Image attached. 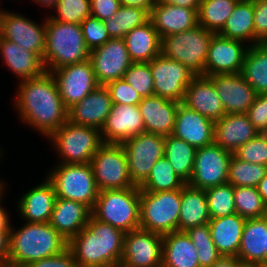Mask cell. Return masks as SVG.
<instances>
[{
	"label": "cell",
	"instance_id": "cell-1",
	"mask_svg": "<svg viewBox=\"0 0 267 267\" xmlns=\"http://www.w3.org/2000/svg\"><path fill=\"white\" fill-rule=\"evenodd\" d=\"M18 85L13 105L21 122L48 138L68 120V109L51 72L21 80Z\"/></svg>",
	"mask_w": 267,
	"mask_h": 267
},
{
	"label": "cell",
	"instance_id": "cell-2",
	"mask_svg": "<svg viewBox=\"0 0 267 267\" xmlns=\"http://www.w3.org/2000/svg\"><path fill=\"white\" fill-rule=\"evenodd\" d=\"M125 232L95 219L68 241L78 267H120Z\"/></svg>",
	"mask_w": 267,
	"mask_h": 267
},
{
	"label": "cell",
	"instance_id": "cell-3",
	"mask_svg": "<svg viewBox=\"0 0 267 267\" xmlns=\"http://www.w3.org/2000/svg\"><path fill=\"white\" fill-rule=\"evenodd\" d=\"M67 248L68 240L50 223L26 222L18 230L11 225L7 267H28Z\"/></svg>",
	"mask_w": 267,
	"mask_h": 267
},
{
	"label": "cell",
	"instance_id": "cell-4",
	"mask_svg": "<svg viewBox=\"0 0 267 267\" xmlns=\"http://www.w3.org/2000/svg\"><path fill=\"white\" fill-rule=\"evenodd\" d=\"M43 64L47 72L66 65L82 63L89 59L82 27L46 17V41Z\"/></svg>",
	"mask_w": 267,
	"mask_h": 267
},
{
	"label": "cell",
	"instance_id": "cell-5",
	"mask_svg": "<svg viewBox=\"0 0 267 267\" xmlns=\"http://www.w3.org/2000/svg\"><path fill=\"white\" fill-rule=\"evenodd\" d=\"M91 214L125 233L140 229V188L100 191Z\"/></svg>",
	"mask_w": 267,
	"mask_h": 267
},
{
	"label": "cell",
	"instance_id": "cell-6",
	"mask_svg": "<svg viewBox=\"0 0 267 267\" xmlns=\"http://www.w3.org/2000/svg\"><path fill=\"white\" fill-rule=\"evenodd\" d=\"M215 33L199 24L181 33L161 38V54L184 64L196 76H206V58Z\"/></svg>",
	"mask_w": 267,
	"mask_h": 267
},
{
	"label": "cell",
	"instance_id": "cell-7",
	"mask_svg": "<svg viewBox=\"0 0 267 267\" xmlns=\"http://www.w3.org/2000/svg\"><path fill=\"white\" fill-rule=\"evenodd\" d=\"M47 179L52 183L57 197L73 200L93 210L99 190L95 183L91 163L55 165Z\"/></svg>",
	"mask_w": 267,
	"mask_h": 267
},
{
	"label": "cell",
	"instance_id": "cell-8",
	"mask_svg": "<svg viewBox=\"0 0 267 267\" xmlns=\"http://www.w3.org/2000/svg\"><path fill=\"white\" fill-rule=\"evenodd\" d=\"M181 189L148 192L140 190V229L166 235L178 231Z\"/></svg>",
	"mask_w": 267,
	"mask_h": 267
},
{
	"label": "cell",
	"instance_id": "cell-9",
	"mask_svg": "<svg viewBox=\"0 0 267 267\" xmlns=\"http://www.w3.org/2000/svg\"><path fill=\"white\" fill-rule=\"evenodd\" d=\"M48 139L62 156L61 164L91 163L93 156L104 143L100 130L80 126L67 120Z\"/></svg>",
	"mask_w": 267,
	"mask_h": 267
},
{
	"label": "cell",
	"instance_id": "cell-10",
	"mask_svg": "<svg viewBox=\"0 0 267 267\" xmlns=\"http://www.w3.org/2000/svg\"><path fill=\"white\" fill-rule=\"evenodd\" d=\"M91 165L99 192L136 187L131 181L122 144L103 143L93 156Z\"/></svg>",
	"mask_w": 267,
	"mask_h": 267
},
{
	"label": "cell",
	"instance_id": "cell-11",
	"mask_svg": "<svg viewBox=\"0 0 267 267\" xmlns=\"http://www.w3.org/2000/svg\"><path fill=\"white\" fill-rule=\"evenodd\" d=\"M131 181L140 186L158 159L164 156L165 136L143 132L122 143Z\"/></svg>",
	"mask_w": 267,
	"mask_h": 267
},
{
	"label": "cell",
	"instance_id": "cell-12",
	"mask_svg": "<svg viewBox=\"0 0 267 267\" xmlns=\"http://www.w3.org/2000/svg\"><path fill=\"white\" fill-rule=\"evenodd\" d=\"M233 153L215 142L196 149L192 176L188 185L207 190L228 182V169Z\"/></svg>",
	"mask_w": 267,
	"mask_h": 267
},
{
	"label": "cell",
	"instance_id": "cell-13",
	"mask_svg": "<svg viewBox=\"0 0 267 267\" xmlns=\"http://www.w3.org/2000/svg\"><path fill=\"white\" fill-rule=\"evenodd\" d=\"M149 65L154 79V95L182 103L186 88L196 75L181 62L162 54L153 58Z\"/></svg>",
	"mask_w": 267,
	"mask_h": 267
},
{
	"label": "cell",
	"instance_id": "cell-14",
	"mask_svg": "<svg viewBox=\"0 0 267 267\" xmlns=\"http://www.w3.org/2000/svg\"><path fill=\"white\" fill-rule=\"evenodd\" d=\"M64 106L69 109L99 86L91 61L66 65L51 71Z\"/></svg>",
	"mask_w": 267,
	"mask_h": 267
},
{
	"label": "cell",
	"instance_id": "cell-15",
	"mask_svg": "<svg viewBox=\"0 0 267 267\" xmlns=\"http://www.w3.org/2000/svg\"><path fill=\"white\" fill-rule=\"evenodd\" d=\"M163 235L137 229L124 237L120 267H162Z\"/></svg>",
	"mask_w": 267,
	"mask_h": 267
},
{
	"label": "cell",
	"instance_id": "cell-16",
	"mask_svg": "<svg viewBox=\"0 0 267 267\" xmlns=\"http://www.w3.org/2000/svg\"><path fill=\"white\" fill-rule=\"evenodd\" d=\"M1 37L37 54L43 60L46 43V18L42 25L36 24L21 14L3 9Z\"/></svg>",
	"mask_w": 267,
	"mask_h": 267
},
{
	"label": "cell",
	"instance_id": "cell-17",
	"mask_svg": "<svg viewBox=\"0 0 267 267\" xmlns=\"http://www.w3.org/2000/svg\"><path fill=\"white\" fill-rule=\"evenodd\" d=\"M89 60L99 85L106 86L117 79L133 63L123 39L110 38L105 44L90 51Z\"/></svg>",
	"mask_w": 267,
	"mask_h": 267
},
{
	"label": "cell",
	"instance_id": "cell-18",
	"mask_svg": "<svg viewBox=\"0 0 267 267\" xmlns=\"http://www.w3.org/2000/svg\"><path fill=\"white\" fill-rule=\"evenodd\" d=\"M249 45L214 34L206 58V76L241 73Z\"/></svg>",
	"mask_w": 267,
	"mask_h": 267
},
{
	"label": "cell",
	"instance_id": "cell-19",
	"mask_svg": "<svg viewBox=\"0 0 267 267\" xmlns=\"http://www.w3.org/2000/svg\"><path fill=\"white\" fill-rule=\"evenodd\" d=\"M207 77L213 82L226 114L247 113L257 93L241 73L216 74Z\"/></svg>",
	"mask_w": 267,
	"mask_h": 267
},
{
	"label": "cell",
	"instance_id": "cell-20",
	"mask_svg": "<svg viewBox=\"0 0 267 267\" xmlns=\"http://www.w3.org/2000/svg\"><path fill=\"white\" fill-rule=\"evenodd\" d=\"M100 132L104 143L116 144L145 132L138 105L113 104Z\"/></svg>",
	"mask_w": 267,
	"mask_h": 267
},
{
	"label": "cell",
	"instance_id": "cell-21",
	"mask_svg": "<svg viewBox=\"0 0 267 267\" xmlns=\"http://www.w3.org/2000/svg\"><path fill=\"white\" fill-rule=\"evenodd\" d=\"M112 105L108 88L104 85H99L83 100L68 109V120L76 125L101 130Z\"/></svg>",
	"mask_w": 267,
	"mask_h": 267
},
{
	"label": "cell",
	"instance_id": "cell-22",
	"mask_svg": "<svg viewBox=\"0 0 267 267\" xmlns=\"http://www.w3.org/2000/svg\"><path fill=\"white\" fill-rule=\"evenodd\" d=\"M181 103L160 96L144 97L138 104L145 132L162 136L172 135L176 113Z\"/></svg>",
	"mask_w": 267,
	"mask_h": 267
},
{
	"label": "cell",
	"instance_id": "cell-23",
	"mask_svg": "<svg viewBox=\"0 0 267 267\" xmlns=\"http://www.w3.org/2000/svg\"><path fill=\"white\" fill-rule=\"evenodd\" d=\"M215 122L182 103L176 113L172 135L186 141L196 149L214 142Z\"/></svg>",
	"mask_w": 267,
	"mask_h": 267
},
{
	"label": "cell",
	"instance_id": "cell-24",
	"mask_svg": "<svg viewBox=\"0 0 267 267\" xmlns=\"http://www.w3.org/2000/svg\"><path fill=\"white\" fill-rule=\"evenodd\" d=\"M182 104L214 122L226 114L213 82L204 75L193 78L186 88Z\"/></svg>",
	"mask_w": 267,
	"mask_h": 267
},
{
	"label": "cell",
	"instance_id": "cell-25",
	"mask_svg": "<svg viewBox=\"0 0 267 267\" xmlns=\"http://www.w3.org/2000/svg\"><path fill=\"white\" fill-rule=\"evenodd\" d=\"M259 133L247 114H225L214 124V142L231 153Z\"/></svg>",
	"mask_w": 267,
	"mask_h": 267
},
{
	"label": "cell",
	"instance_id": "cell-26",
	"mask_svg": "<svg viewBox=\"0 0 267 267\" xmlns=\"http://www.w3.org/2000/svg\"><path fill=\"white\" fill-rule=\"evenodd\" d=\"M150 20L160 38H163L196 27L198 14L195 9L164 4L155 0L150 11Z\"/></svg>",
	"mask_w": 267,
	"mask_h": 267
},
{
	"label": "cell",
	"instance_id": "cell-27",
	"mask_svg": "<svg viewBox=\"0 0 267 267\" xmlns=\"http://www.w3.org/2000/svg\"><path fill=\"white\" fill-rule=\"evenodd\" d=\"M52 183L46 178L42 184L25 192L18 201V212L28 223H49L56 201Z\"/></svg>",
	"mask_w": 267,
	"mask_h": 267
},
{
	"label": "cell",
	"instance_id": "cell-28",
	"mask_svg": "<svg viewBox=\"0 0 267 267\" xmlns=\"http://www.w3.org/2000/svg\"><path fill=\"white\" fill-rule=\"evenodd\" d=\"M91 215L83 203L57 197L49 223L69 241L88 224Z\"/></svg>",
	"mask_w": 267,
	"mask_h": 267
},
{
	"label": "cell",
	"instance_id": "cell-29",
	"mask_svg": "<svg viewBox=\"0 0 267 267\" xmlns=\"http://www.w3.org/2000/svg\"><path fill=\"white\" fill-rule=\"evenodd\" d=\"M245 222L246 219L237 213L210 219L212 241L222 256H238Z\"/></svg>",
	"mask_w": 267,
	"mask_h": 267
},
{
	"label": "cell",
	"instance_id": "cell-30",
	"mask_svg": "<svg viewBox=\"0 0 267 267\" xmlns=\"http://www.w3.org/2000/svg\"><path fill=\"white\" fill-rule=\"evenodd\" d=\"M0 54L8 67L19 80L35 78L46 70L43 60L35 53L21 48L18 44L0 38Z\"/></svg>",
	"mask_w": 267,
	"mask_h": 267
},
{
	"label": "cell",
	"instance_id": "cell-31",
	"mask_svg": "<svg viewBox=\"0 0 267 267\" xmlns=\"http://www.w3.org/2000/svg\"><path fill=\"white\" fill-rule=\"evenodd\" d=\"M209 221L210 214L205 190L186 184L181 189L178 231L185 232L190 228L206 225Z\"/></svg>",
	"mask_w": 267,
	"mask_h": 267
},
{
	"label": "cell",
	"instance_id": "cell-32",
	"mask_svg": "<svg viewBox=\"0 0 267 267\" xmlns=\"http://www.w3.org/2000/svg\"><path fill=\"white\" fill-rule=\"evenodd\" d=\"M123 40L132 62H150L161 54V38L151 20L132 29Z\"/></svg>",
	"mask_w": 267,
	"mask_h": 267
},
{
	"label": "cell",
	"instance_id": "cell-33",
	"mask_svg": "<svg viewBox=\"0 0 267 267\" xmlns=\"http://www.w3.org/2000/svg\"><path fill=\"white\" fill-rule=\"evenodd\" d=\"M162 267H200L197 249L186 232L163 235Z\"/></svg>",
	"mask_w": 267,
	"mask_h": 267
},
{
	"label": "cell",
	"instance_id": "cell-34",
	"mask_svg": "<svg viewBox=\"0 0 267 267\" xmlns=\"http://www.w3.org/2000/svg\"><path fill=\"white\" fill-rule=\"evenodd\" d=\"M266 231L267 216L246 219L237 257L243 261L265 264Z\"/></svg>",
	"mask_w": 267,
	"mask_h": 267
},
{
	"label": "cell",
	"instance_id": "cell-35",
	"mask_svg": "<svg viewBox=\"0 0 267 267\" xmlns=\"http://www.w3.org/2000/svg\"><path fill=\"white\" fill-rule=\"evenodd\" d=\"M219 35L254 45V2L239 0Z\"/></svg>",
	"mask_w": 267,
	"mask_h": 267
},
{
	"label": "cell",
	"instance_id": "cell-36",
	"mask_svg": "<svg viewBox=\"0 0 267 267\" xmlns=\"http://www.w3.org/2000/svg\"><path fill=\"white\" fill-rule=\"evenodd\" d=\"M241 74L257 94L267 93V46L263 43L249 46Z\"/></svg>",
	"mask_w": 267,
	"mask_h": 267
},
{
	"label": "cell",
	"instance_id": "cell-37",
	"mask_svg": "<svg viewBox=\"0 0 267 267\" xmlns=\"http://www.w3.org/2000/svg\"><path fill=\"white\" fill-rule=\"evenodd\" d=\"M196 148L173 135L165 137L164 156L171 163L176 174L186 183L192 176Z\"/></svg>",
	"mask_w": 267,
	"mask_h": 267
},
{
	"label": "cell",
	"instance_id": "cell-38",
	"mask_svg": "<svg viewBox=\"0 0 267 267\" xmlns=\"http://www.w3.org/2000/svg\"><path fill=\"white\" fill-rule=\"evenodd\" d=\"M150 20V11L140 7L121 5L111 18L103 21L110 38L123 39L135 27Z\"/></svg>",
	"mask_w": 267,
	"mask_h": 267
},
{
	"label": "cell",
	"instance_id": "cell-39",
	"mask_svg": "<svg viewBox=\"0 0 267 267\" xmlns=\"http://www.w3.org/2000/svg\"><path fill=\"white\" fill-rule=\"evenodd\" d=\"M239 0H201L198 9V24L218 34L233 12Z\"/></svg>",
	"mask_w": 267,
	"mask_h": 267
},
{
	"label": "cell",
	"instance_id": "cell-40",
	"mask_svg": "<svg viewBox=\"0 0 267 267\" xmlns=\"http://www.w3.org/2000/svg\"><path fill=\"white\" fill-rule=\"evenodd\" d=\"M187 183L180 178L165 156L158 159L147 179L139 186L148 192L173 191L182 189Z\"/></svg>",
	"mask_w": 267,
	"mask_h": 267
},
{
	"label": "cell",
	"instance_id": "cell-41",
	"mask_svg": "<svg viewBox=\"0 0 267 267\" xmlns=\"http://www.w3.org/2000/svg\"><path fill=\"white\" fill-rule=\"evenodd\" d=\"M267 174V166L250 163L232 155L228 169V183L236 186L257 187Z\"/></svg>",
	"mask_w": 267,
	"mask_h": 267
},
{
	"label": "cell",
	"instance_id": "cell-42",
	"mask_svg": "<svg viewBox=\"0 0 267 267\" xmlns=\"http://www.w3.org/2000/svg\"><path fill=\"white\" fill-rule=\"evenodd\" d=\"M234 204L236 213L245 219L267 216V205L264 203L257 187H234Z\"/></svg>",
	"mask_w": 267,
	"mask_h": 267
},
{
	"label": "cell",
	"instance_id": "cell-43",
	"mask_svg": "<svg viewBox=\"0 0 267 267\" xmlns=\"http://www.w3.org/2000/svg\"><path fill=\"white\" fill-rule=\"evenodd\" d=\"M208 200L210 219L221 218L236 213L234 186L224 183L205 190Z\"/></svg>",
	"mask_w": 267,
	"mask_h": 267
},
{
	"label": "cell",
	"instance_id": "cell-44",
	"mask_svg": "<svg viewBox=\"0 0 267 267\" xmlns=\"http://www.w3.org/2000/svg\"><path fill=\"white\" fill-rule=\"evenodd\" d=\"M197 249L200 267H210L221 254L214 245L209 225L196 226L185 231Z\"/></svg>",
	"mask_w": 267,
	"mask_h": 267
},
{
	"label": "cell",
	"instance_id": "cell-45",
	"mask_svg": "<svg viewBox=\"0 0 267 267\" xmlns=\"http://www.w3.org/2000/svg\"><path fill=\"white\" fill-rule=\"evenodd\" d=\"M53 9L57 13L49 17L63 23L81 25L91 15L90 0H58Z\"/></svg>",
	"mask_w": 267,
	"mask_h": 267
},
{
	"label": "cell",
	"instance_id": "cell-46",
	"mask_svg": "<svg viewBox=\"0 0 267 267\" xmlns=\"http://www.w3.org/2000/svg\"><path fill=\"white\" fill-rule=\"evenodd\" d=\"M142 97L154 95V79L149 62H133L122 78Z\"/></svg>",
	"mask_w": 267,
	"mask_h": 267
},
{
	"label": "cell",
	"instance_id": "cell-47",
	"mask_svg": "<svg viewBox=\"0 0 267 267\" xmlns=\"http://www.w3.org/2000/svg\"><path fill=\"white\" fill-rule=\"evenodd\" d=\"M233 154L243 161L267 166V133H259Z\"/></svg>",
	"mask_w": 267,
	"mask_h": 267
},
{
	"label": "cell",
	"instance_id": "cell-48",
	"mask_svg": "<svg viewBox=\"0 0 267 267\" xmlns=\"http://www.w3.org/2000/svg\"><path fill=\"white\" fill-rule=\"evenodd\" d=\"M86 47L91 51L105 44L110 36L103 21L90 15L81 23Z\"/></svg>",
	"mask_w": 267,
	"mask_h": 267
},
{
	"label": "cell",
	"instance_id": "cell-49",
	"mask_svg": "<svg viewBox=\"0 0 267 267\" xmlns=\"http://www.w3.org/2000/svg\"><path fill=\"white\" fill-rule=\"evenodd\" d=\"M113 104L138 105L142 97L123 79H117L106 85Z\"/></svg>",
	"mask_w": 267,
	"mask_h": 267
},
{
	"label": "cell",
	"instance_id": "cell-50",
	"mask_svg": "<svg viewBox=\"0 0 267 267\" xmlns=\"http://www.w3.org/2000/svg\"><path fill=\"white\" fill-rule=\"evenodd\" d=\"M246 114L260 133H267V93L257 94Z\"/></svg>",
	"mask_w": 267,
	"mask_h": 267
},
{
	"label": "cell",
	"instance_id": "cell-51",
	"mask_svg": "<svg viewBox=\"0 0 267 267\" xmlns=\"http://www.w3.org/2000/svg\"><path fill=\"white\" fill-rule=\"evenodd\" d=\"M267 39V0L254 3V45Z\"/></svg>",
	"mask_w": 267,
	"mask_h": 267
},
{
	"label": "cell",
	"instance_id": "cell-52",
	"mask_svg": "<svg viewBox=\"0 0 267 267\" xmlns=\"http://www.w3.org/2000/svg\"><path fill=\"white\" fill-rule=\"evenodd\" d=\"M91 15L101 21L111 18L121 6L120 0H90Z\"/></svg>",
	"mask_w": 267,
	"mask_h": 267
},
{
	"label": "cell",
	"instance_id": "cell-53",
	"mask_svg": "<svg viewBox=\"0 0 267 267\" xmlns=\"http://www.w3.org/2000/svg\"><path fill=\"white\" fill-rule=\"evenodd\" d=\"M28 267H78L72 252L67 248L62 253L36 261Z\"/></svg>",
	"mask_w": 267,
	"mask_h": 267
},
{
	"label": "cell",
	"instance_id": "cell-54",
	"mask_svg": "<svg viewBox=\"0 0 267 267\" xmlns=\"http://www.w3.org/2000/svg\"><path fill=\"white\" fill-rule=\"evenodd\" d=\"M10 232H0V267H7Z\"/></svg>",
	"mask_w": 267,
	"mask_h": 267
},
{
	"label": "cell",
	"instance_id": "cell-55",
	"mask_svg": "<svg viewBox=\"0 0 267 267\" xmlns=\"http://www.w3.org/2000/svg\"><path fill=\"white\" fill-rule=\"evenodd\" d=\"M157 1L164 4L195 9L197 12L199 9V5L201 3V0H157Z\"/></svg>",
	"mask_w": 267,
	"mask_h": 267
},
{
	"label": "cell",
	"instance_id": "cell-56",
	"mask_svg": "<svg viewBox=\"0 0 267 267\" xmlns=\"http://www.w3.org/2000/svg\"><path fill=\"white\" fill-rule=\"evenodd\" d=\"M120 3L124 6L140 7L151 11L155 0H120Z\"/></svg>",
	"mask_w": 267,
	"mask_h": 267
},
{
	"label": "cell",
	"instance_id": "cell-57",
	"mask_svg": "<svg viewBox=\"0 0 267 267\" xmlns=\"http://www.w3.org/2000/svg\"><path fill=\"white\" fill-rule=\"evenodd\" d=\"M239 258L236 256H220L210 267H236Z\"/></svg>",
	"mask_w": 267,
	"mask_h": 267
},
{
	"label": "cell",
	"instance_id": "cell-58",
	"mask_svg": "<svg viewBox=\"0 0 267 267\" xmlns=\"http://www.w3.org/2000/svg\"><path fill=\"white\" fill-rule=\"evenodd\" d=\"M2 198H0V232H10L11 224L9 223V215L6 209L1 205Z\"/></svg>",
	"mask_w": 267,
	"mask_h": 267
},
{
	"label": "cell",
	"instance_id": "cell-59",
	"mask_svg": "<svg viewBox=\"0 0 267 267\" xmlns=\"http://www.w3.org/2000/svg\"><path fill=\"white\" fill-rule=\"evenodd\" d=\"M257 190L261 195L264 203L267 205V174L260 180Z\"/></svg>",
	"mask_w": 267,
	"mask_h": 267
},
{
	"label": "cell",
	"instance_id": "cell-60",
	"mask_svg": "<svg viewBox=\"0 0 267 267\" xmlns=\"http://www.w3.org/2000/svg\"><path fill=\"white\" fill-rule=\"evenodd\" d=\"M39 5H42L47 8H52L58 3V0H33Z\"/></svg>",
	"mask_w": 267,
	"mask_h": 267
},
{
	"label": "cell",
	"instance_id": "cell-61",
	"mask_svg": "<svg viewBox=\"0 0 267 267\" xmlns=\"http://www.w3.org/2000/svg\"><path fill=\"white\" fill-rule=\"evenodd\" d=\"M236 267H262V264L239 259Z\"/></svg>",
	"mask_w": 267,
	"mask_h": 267
},
{
	"label": "cell",
	"instance_id": "cell-62",
	"mask_svg": "<svg viewBox=\"0 0 267 267\" xmlns=\"http://www.w3.org/2000/svg\"><path fill=\"white\" fill-rule=\"evenodd\" d=\"M0 179V198L4 195L3 192L5 191V185L3 184V181Z\"/></svg>",
	"mask_w": 267,
	"mask_h": 267
},
{
	"label": "cell",
	"instance_id": "cell-63",
	"mask_svg": "<svg viewBox=\"0 0 267 267\" xmlns=\"http://www.w3.org/2000/svg\"><path fill=\"white\" fill-rule=\"evenodd\" d=\"M265 264L267 265V231H266V247H265Z\"/></svg>",
	"mask_w": 267,
	"mask_h": 267
},
{
	"label": "cell",
	"instance_id": "cell-64",
	"mask_svg": "<svg viewBox=\"0 0 267 267\" xmlns=\"http://www.w3.org/2000/svg\"><path fill=\"white\" fill-rule=\"evenodd\" d=\"M1 17H2V14H0V38H1Z\"/></svg>",
	"mask_w": 267,
	"mask_h": 267
},
{
	"label": "cell",
	"instance_id": "cell-65",
	"mask_svg": "<svg viewBox=\"0 0 267 267\" xmlns=\"http://www.w3.org/2000/svg\"><path fill=\"white\" fill-rule=\"evenodd\" d=\"M248 1H251V2H258V1H262V0H248Z\"/></svg>",
	"mask_w": 267,
	"mask_h": 267
},
{
	"label": "cell",
	"instance_id": "cell-66",
	"mask_svg": "<svg viewBox=\"0 0 267 267\" xmlns=\"http://www.w3.org/2000/svg\"><path fill=\"white\" fill-rule=\"evenodd\" d=\"M263 44L267 46V39L263 42Z\"/></svg>",
	"mask_w": 267,
	"mask_h": 267
}]
</instances>
